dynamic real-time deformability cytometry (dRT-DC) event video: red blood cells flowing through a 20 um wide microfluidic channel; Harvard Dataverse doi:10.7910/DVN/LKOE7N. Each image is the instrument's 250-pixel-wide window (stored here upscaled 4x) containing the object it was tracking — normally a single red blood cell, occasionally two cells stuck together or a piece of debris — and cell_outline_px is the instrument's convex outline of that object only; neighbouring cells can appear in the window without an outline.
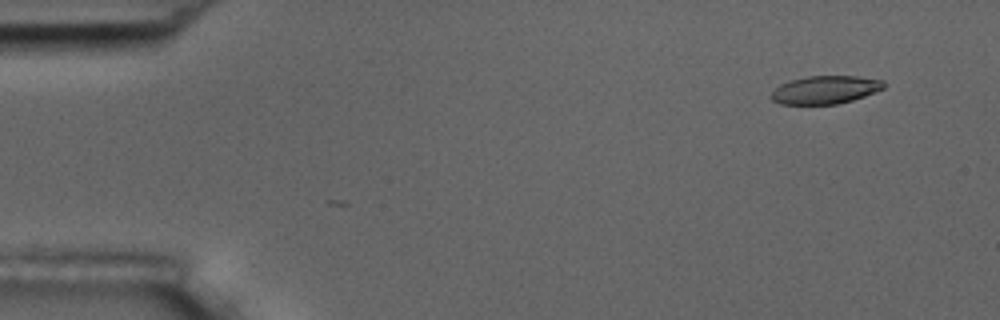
{"species": "common noctule bat (a hibernating species)", "species_latin": "Nyctalus noctula", "temperature_condition": "room temperature", "stored_images_in_passage": 3, "camera_frame_rate_fps": 3000, "um_per_image_px": 0.085, "animal": {"sex": "male", "body_mass_g": 17.5, "forearm_length_mm": 52.3}, "frame": {"image": 1, "passage_image": 3, "time_ms": 0.667, "image_size_px": [1000, 320], "cell_outline_px": [[884, 88], [864, 96], [852, 100], [836, 104], [780, 104], [772, 100], [768, 96], [780, 84], [792, 80], [808, 76], [856, 76], [884, 80]], "centroid_in_image_um": [70.12, 7.63], "position_along_channel_um": 14.9, "area_um2": 18.32}}